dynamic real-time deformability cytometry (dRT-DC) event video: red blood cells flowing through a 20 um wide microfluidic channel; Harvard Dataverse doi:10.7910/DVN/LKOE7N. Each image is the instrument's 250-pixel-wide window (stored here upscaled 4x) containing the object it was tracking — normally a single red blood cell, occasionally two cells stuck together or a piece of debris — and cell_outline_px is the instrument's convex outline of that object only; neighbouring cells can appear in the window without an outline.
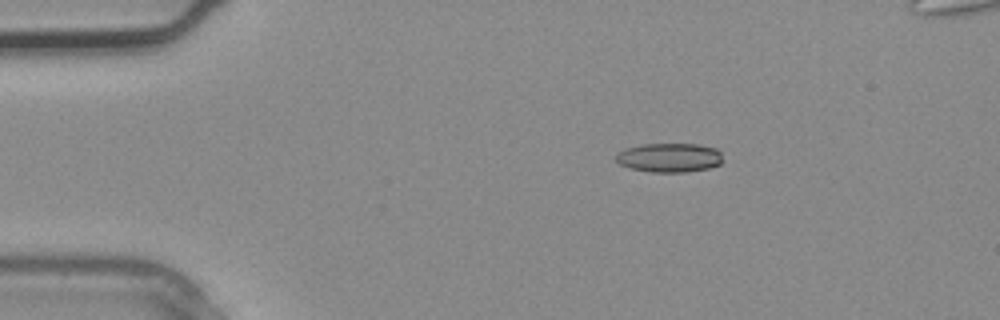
{"species": "common noctule bat (a hibernating species)", "species_latin": "Nyctalus noctula", "temperature_condition": "warm", "stored_images_in_passage": 4, "camera_frame_rate_fps": 3000, "um_per_image_px": 0.085, "animal": {"sex": "male", "body_mass_g": 20.4}, "frame": {"image": 1, "passage_image": 2, "time_ms": 0.333, "image_size_px": [1000, 320], "cell_outline_px": [[720, 164], [708, 168], [688, 172], [652, 172], [632, 168], [620, 164], [616, 160], [616, 152], [624, 148], [640, 144], [696, 144], [716, 148], [720, 152]], "centroid_in_image_um": [56.86, 13.39], "position_along_channel_um": 28.1, "area_um2": 18.09}}